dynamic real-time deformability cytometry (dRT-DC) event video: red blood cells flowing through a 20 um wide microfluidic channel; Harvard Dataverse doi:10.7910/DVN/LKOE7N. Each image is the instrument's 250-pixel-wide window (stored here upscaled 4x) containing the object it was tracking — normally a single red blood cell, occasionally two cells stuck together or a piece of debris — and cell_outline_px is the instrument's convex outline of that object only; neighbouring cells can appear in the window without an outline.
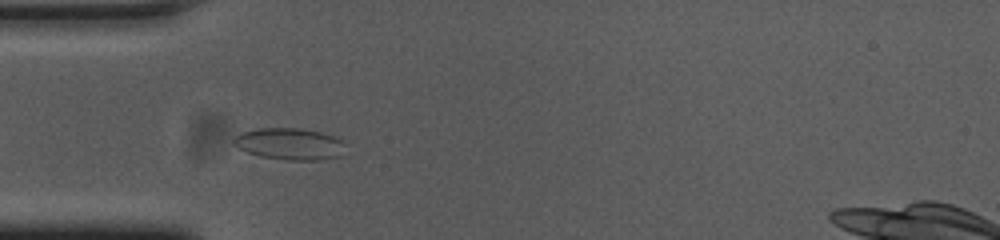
{"species": "common noctule bat (a hibernating species)", "species_latin": "Nyctalus noctula", "temperature_condition": "cold", "stored_images_in_passage": 13, "camera_frame_rate_fps": 3000, "um_per_image_px": 0.085, "animal": {"sex": "female", "body_mass_g": 23.0, "forearm_length_mm": 53.4}, "frame": {"image": 1, "passage_image": 6, "time_ms": 1.667, "image_size_px": [1000, 240], "cell_outline_px": [[340, 156], [320, 160], [288, 160], [260, 156], [248, 152], [232, 144], [232, 140], [240, 132], [260, 128], [300, 128], [320, 132], [336, 136], [340, 140]], "centroid_in_image_um": [24.55, 12.22], "position_along_channel_um": 60.5, "area_um2": 20.35}}